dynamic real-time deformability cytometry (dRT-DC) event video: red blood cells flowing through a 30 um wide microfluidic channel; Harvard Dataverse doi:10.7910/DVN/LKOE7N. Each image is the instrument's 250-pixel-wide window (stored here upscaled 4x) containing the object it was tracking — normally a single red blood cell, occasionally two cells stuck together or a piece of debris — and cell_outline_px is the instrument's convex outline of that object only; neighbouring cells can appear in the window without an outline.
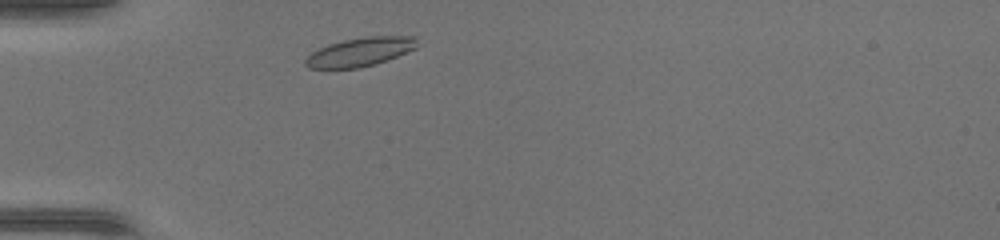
{"species": "common noctule bat (a hibernating species)", "species_latin": "Nyctalus noctula", "temperature_condition": "warm", "stored_images_in_passage": 34, "camera_frame_rate_fps": 3000, "um_per_image_px": 0.085, "animal": {"sex": "female", "body_mass_g": 17.0, "forearm_length_mm": 48.0}, "frame": {"image": 1, "passage_image": 2, "time_ms": 0.333, "image_size_px": [1000, 240], "cell_outline_px": [[416, 48], [376, 64], [360, 68], [308, 68], [304, 64], [304, 60], [312, 52], [328, 44], [344, 40], [368, 36], [416, 36]], "centroid_in_image_um": [30.59, 4.41], "position_along_channel_um": 54.4, "area_um2": 18.55}}
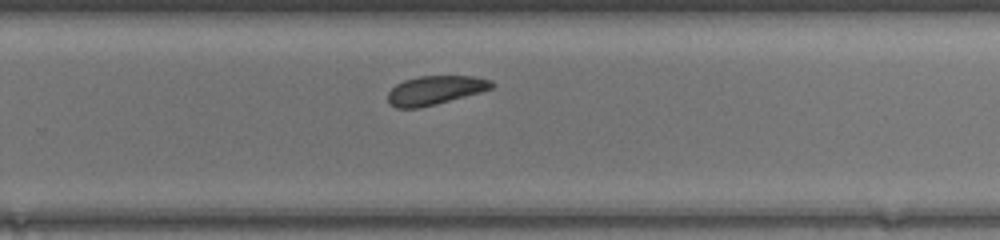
{"frame": {"image": 2, "passage_image": 19, "time_ms": 6.0, "image_size_px": [1000, 240], "cell_outline_px": [[492, 88], [480, 92], [436, 104], [420, 108], [396, 108], [388, 104], [388, 92], [396, 84], [404, 80], [420, 76], [476, 76], [492, 80]], "centroid_in_image_um": [36.95, 7.67], "position_along_channel_um": 292.8, "area_um2": 17.46}}
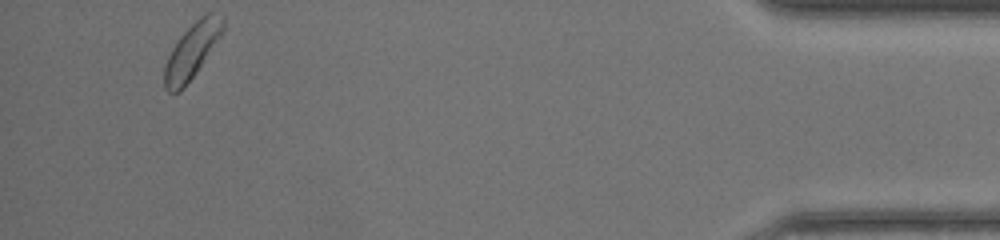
{"frame": {"image": 3, "passage_image": 32, "time_ms": 10.333, "image_size_px": [1000, 240], "cell_outline_px": [[224, 28], [220, 36], [196, 72], [184, 88], [180, 92], [168, 92], [164, 88], [164, 68], [168, 56], [176, 40], [200, 16], [208, 12], [212, 12], [224, 16]], "centroid_in_image_um": [16.3, 4.32], "position_along_channel_um": 418.9, "area_um2": 18.61}}